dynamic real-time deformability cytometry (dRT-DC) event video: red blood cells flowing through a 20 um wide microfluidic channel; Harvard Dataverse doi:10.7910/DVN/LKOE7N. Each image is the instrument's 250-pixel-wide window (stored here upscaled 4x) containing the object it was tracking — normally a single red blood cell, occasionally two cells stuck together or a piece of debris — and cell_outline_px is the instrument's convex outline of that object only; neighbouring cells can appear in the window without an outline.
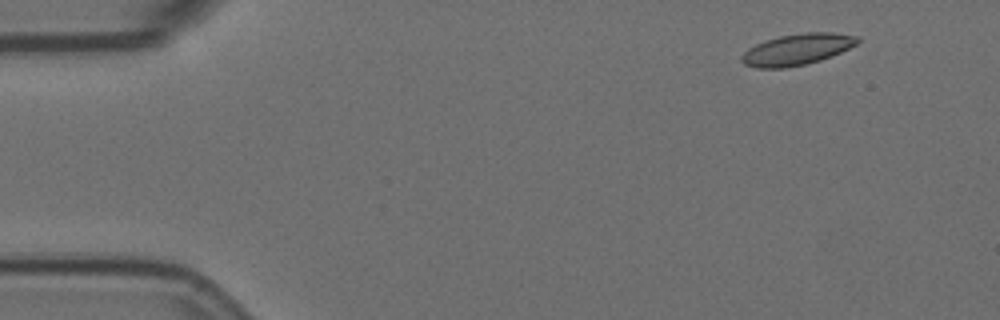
{"species": "Egyptian fruit bat (a non-hibernating species)", "species_latin": "Rousettus aegyptiacus", "temperature_condition": "room temperature", "stored_images_in_passage": 5, "camera_frame_rate_fps": 3000, "um_per_image_px": 0.085, "animal": {"sex": "female"}, "frame": {"image": 1, "passage_image": 2, "time_ms": 0.333, "image_size_px": [1000, 320], "cell_outline_px": [[860, 40], [856, 44], [832, 56], [808, 64], [784, 68], [756, 68], [744, 64], [740, 60], [740, 56], [748, 48], [764, 40], [780, 36], [804, 32], [832, 32], [860, 36]], "centroid_in_image_um": [67.74, 4.2], "position_along_channel_um": 17.3, "area_um2": 21.27}}
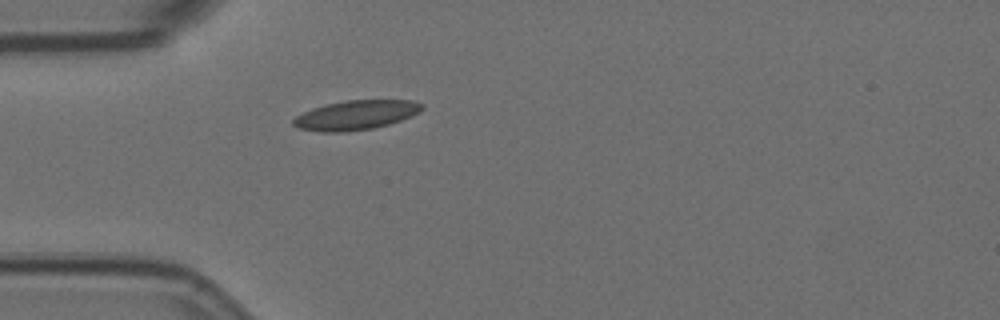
{"frame": {"image": 2, "passage_image": 5, "time_ms": 1.333, "image_size_px": [1000, 320], "cell_outline_px": [[424, 108], [420, 112], [400, 120], [388, 124], [372, 128], [344, 132], [320, 132], [296, 128], [292, 124], [292, 120], [296, 116], [312, 108], [344, 100], [412, 100], [424, 104]], "centroid_in_image_um": [30.23, 9.78], "position_along_channel_um": 54.8, "area_um2": 22.08}}